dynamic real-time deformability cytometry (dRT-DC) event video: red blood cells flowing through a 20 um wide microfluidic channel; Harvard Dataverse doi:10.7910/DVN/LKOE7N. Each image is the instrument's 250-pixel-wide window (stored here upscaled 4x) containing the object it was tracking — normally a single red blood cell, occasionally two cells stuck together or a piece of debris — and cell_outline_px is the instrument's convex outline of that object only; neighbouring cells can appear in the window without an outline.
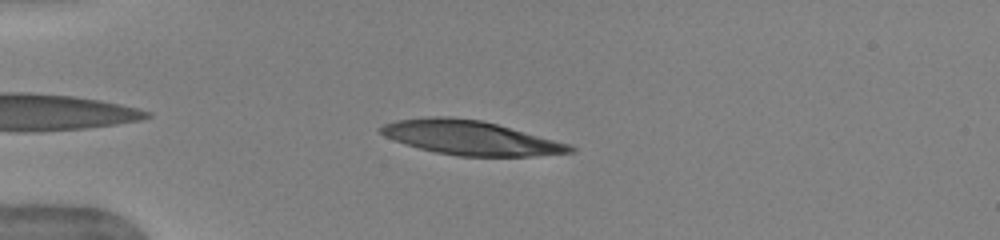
{"species": "human", "species_latin": "Homo sapiens", "temperature_condition": "warm", "stored_images_in_passage": 8, "camera_frame_rate_fps": 3000, "um_per_image_px": 0.085, "donor": {"sex": "female"}, "frame": {"image": 1, "passage_image": 3, "time_ms": 0.667, "image_size_px": [1000, 240], "cell_outline_px": [[576, 152], [532, 156], [460, 156], [436, 152], [420, 148], [384, 136], [380, 132], [380, 128], [384, 124], [396, 120], [432, 116], [448, 116], [480, 120], [496, 124], [568, 144], [576, 148]], "centroid_in_image_um": [39.98, 11.71], "position_along_channel_um": 45.0, "area_um2": 37.11}}